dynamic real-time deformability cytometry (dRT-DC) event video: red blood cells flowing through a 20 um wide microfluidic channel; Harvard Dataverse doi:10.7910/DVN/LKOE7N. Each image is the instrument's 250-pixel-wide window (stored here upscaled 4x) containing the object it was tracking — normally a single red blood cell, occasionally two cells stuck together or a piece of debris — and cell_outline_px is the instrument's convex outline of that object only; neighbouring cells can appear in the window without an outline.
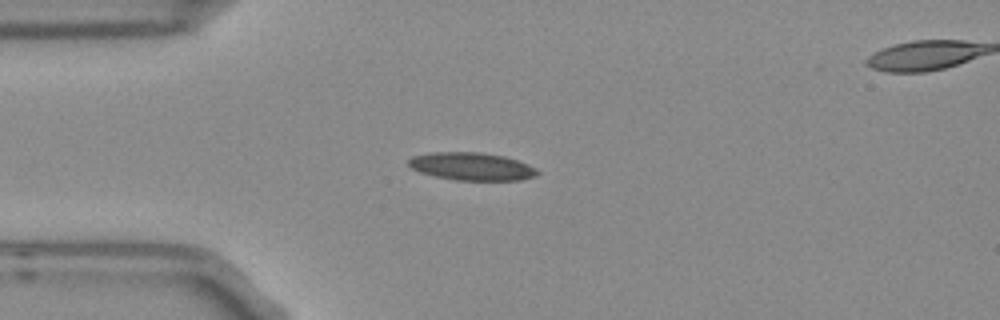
{"species": "Egyptian fruit bat (a non-hibernating species)", "species_latin": "Rousettus aegyptiacus", "temperature_condition": "room temperature", "stored_images_in_passage": 3, "segment_of_instrument_passage": [1, 2], "camera_frame_rate_fps": 3000, "um_per_image_px": 0.085, "frame": {"image": 1, "passage_image": 2, "time_ms": 0.333, "image_size_px": [1000, 320], "cell_outline_px": [[540, 172], [536, 176], [520, 180], [456, 180], [436, 176], [420, 172], [412, 168], [408, 164], [408, 160], [412, 156], [432, 152], [480, 152], [504, 156], [528, 164], [536, 168]], "centroid_in_image_um": [40.11, 14.14], "position_along_channel_um": 44.9, "area_um2": 20.81}}